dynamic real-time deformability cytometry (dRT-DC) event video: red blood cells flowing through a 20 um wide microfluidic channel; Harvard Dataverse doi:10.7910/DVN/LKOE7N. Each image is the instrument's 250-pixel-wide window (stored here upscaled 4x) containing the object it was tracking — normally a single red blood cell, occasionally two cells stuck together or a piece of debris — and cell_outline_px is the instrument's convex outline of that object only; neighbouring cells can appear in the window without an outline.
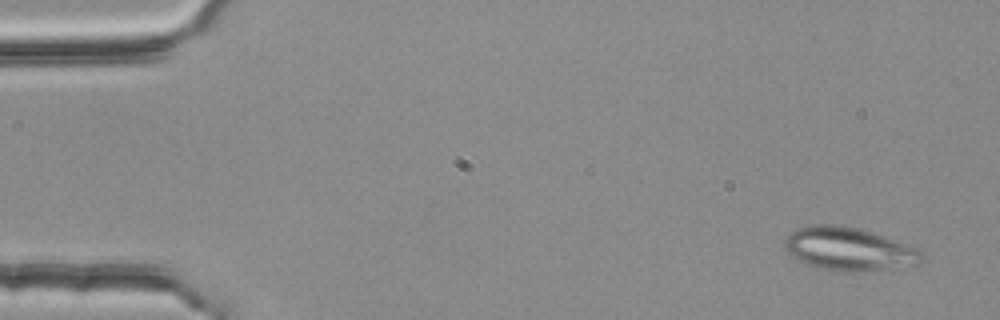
{"species": "common noctule bat (a hibernating species)", "species_latin": "Nyctalus noctula", "temperature_condition": "room temperature", "stored_images_in_passage": 54, "segment_of_instrument_passage": [1, 2], "camera_frame_rate_fps": 3000, "um_per_image_px": 0.085, "animal": {"sex": "female", "body_mass_g": 25.1}, "frame": {"image": 1, "passage_image": 3, "time_ms": 0.667, "image_size_px": [1000, 320], "cell_outline_px": [[924, 256], [920, 264], [888, 268], [852, 272], [840, 272], [808, 264], [792, 256], [784, 248], [784, 240], [788, 232], [796, 228], [812, 224], [840, 224], [860, 228], [872, 232], [916, 248], [924, 252]], "centroid_in_image_um": [72.12, 21.14], "position_along_channel_um": 12.9, "area_um2": 34.51}}